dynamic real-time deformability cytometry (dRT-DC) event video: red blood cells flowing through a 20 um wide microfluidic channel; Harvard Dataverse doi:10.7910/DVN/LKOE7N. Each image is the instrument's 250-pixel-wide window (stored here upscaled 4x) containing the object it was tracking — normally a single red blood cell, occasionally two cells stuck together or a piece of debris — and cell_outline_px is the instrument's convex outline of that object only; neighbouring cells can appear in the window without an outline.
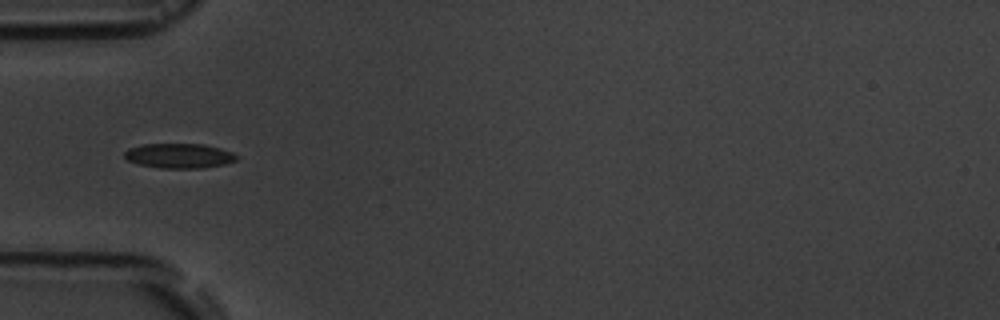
{"species": "common noctule bat (a hibernating species)", "species_latin": "Nyctalus noctula", "temperature_condition": "room temperature", "stored_images_in_passage": 7, "camera_frame_rate_fps": 3000, "um_per_image_px": 0.085, "animal": {"sex": "male", "body_mass_g": 19.5, "forearm_length_mm": 54.6}, "frame": {"image": 1, "passage_image": 6, "time_ms": 6.333, "image_size_px": [1000, 320], "cell_outline_px": [[240, 156], [236, 160], [224, 164], [204, 168], [160, 168], [140, 164], [128, 160], [124, 156], [124, 152], [128, 148], [140, 144], [204, 144], [220, 148], [232, 152]], "centroid_in_image_um": [15.24, 13.23], "position_along_channel_um": 69.8, "area_um2": 16.24}}
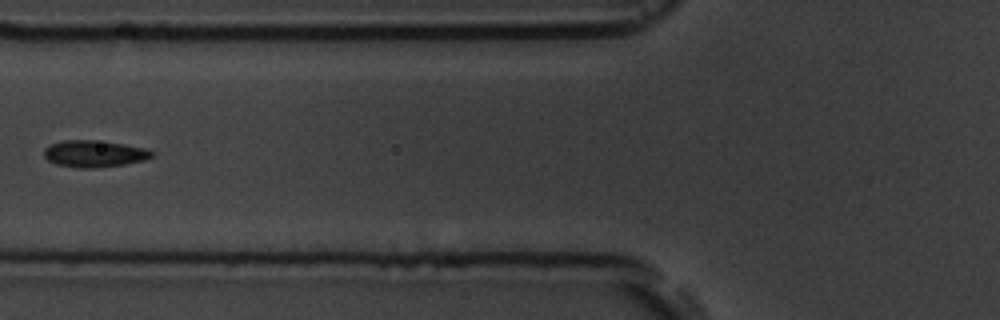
{"frame": {"image": 2, "passage_image": 7, "time_ms": 7.667, "image_size_px": [1000, 320], "cell_outline_px": [[156, 156], [144, 160], [124, 164], [92, 168], [80, 168], [56, 164], [48, 160], [44, 156], [44, 148], [52, 144], [64, 140], [92, 140], [124, 144], [148, 148], [156, 152]], "centroid_in_image_um": [8.07, 13.06], "position_along_channel_um": 117.7, "area_um2": 16.88}}